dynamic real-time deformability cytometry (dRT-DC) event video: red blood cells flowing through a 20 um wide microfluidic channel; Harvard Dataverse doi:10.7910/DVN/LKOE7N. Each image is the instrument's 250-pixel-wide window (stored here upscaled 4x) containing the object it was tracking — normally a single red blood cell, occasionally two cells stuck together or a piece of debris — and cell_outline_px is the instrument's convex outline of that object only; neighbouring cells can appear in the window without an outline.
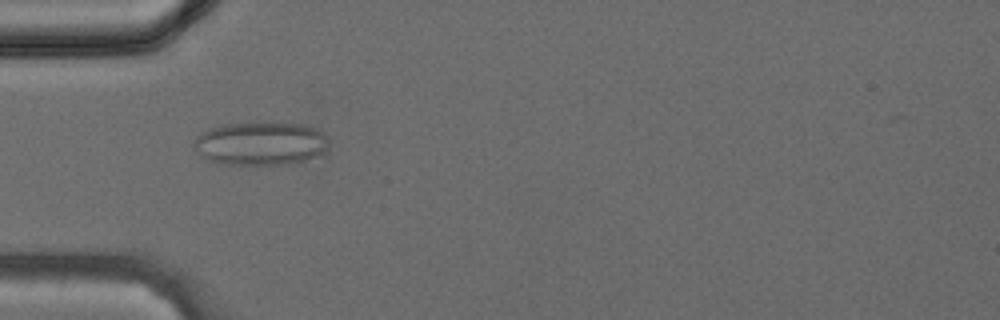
{"species": "common noctule bat (a hibernating species)", "species_latin": "Nyctalus noctula", "temperature_condition": "cold", "stored_images_in_passage": 39, "camera_frame_rate_fps": 3000, "um_per_image_px": 0.085, "animal": {"sex": "female", "body_mass_g": 24.6, "forearm_length_mm": 56.2}, "frame": {"image": 1, "passage_image": 12, "time_ms": 3.667, "image_size_px": [1000, 320], "cell_outline_px": [[328, 148], [324, 156], [284, 164], [220, 164], [208, 160], [196, 152], [192, 144], [196, 136], [200, 132], [208, 128], [224, 124], [260, 120], [272, 120], [304, 124], [316, 128], [328, 140]], "centroid_in_image_um": [22.15, 12.15], "position_along_channel_um": 62.9, "area_um2": 35.43}}